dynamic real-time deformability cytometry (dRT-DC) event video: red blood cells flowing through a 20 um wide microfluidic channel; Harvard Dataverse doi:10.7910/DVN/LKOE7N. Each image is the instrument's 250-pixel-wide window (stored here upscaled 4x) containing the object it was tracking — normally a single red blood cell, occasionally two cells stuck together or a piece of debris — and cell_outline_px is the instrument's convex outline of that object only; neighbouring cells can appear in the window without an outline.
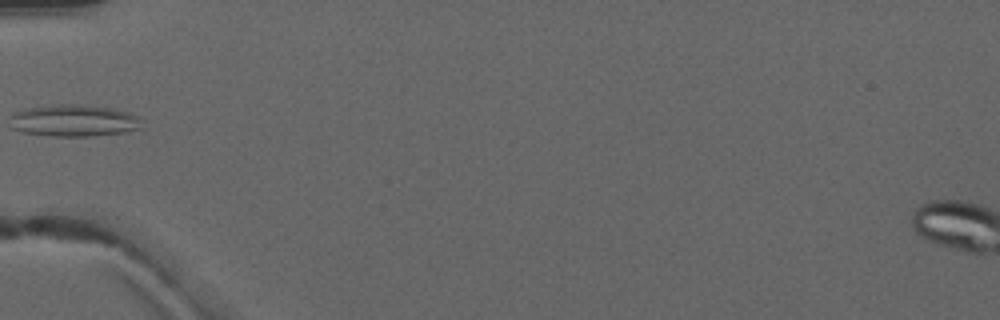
{"species": "common noctule bat (a hibernating species)", "species_latin": "Nyctalus noctula", "temperature_condition": "warm", "stored_images_in_passage": 6, "camera_frame_rate_fps": 3000, "um_per_image_px": 0.085, "animal": {"sex": "male", "forearm_length_mm": 52.5}, "frame": {"image": 1, "passage_image": 6, "time_ms": 5.667, "image_size_px": [1000, 320], "cell_outline_px": [[140, 128], [124, 132], [88, 136], [52, 136], [24, 132], [12, 128], [12, 112], [24, 108], [52, 104], [92, 104], [112, 108], [128, 112], [140, 116]], "centroid_in_image_um": [6.28, 10.22], "position_along_channel_um": 78.7, "area_um2": 24.68}}